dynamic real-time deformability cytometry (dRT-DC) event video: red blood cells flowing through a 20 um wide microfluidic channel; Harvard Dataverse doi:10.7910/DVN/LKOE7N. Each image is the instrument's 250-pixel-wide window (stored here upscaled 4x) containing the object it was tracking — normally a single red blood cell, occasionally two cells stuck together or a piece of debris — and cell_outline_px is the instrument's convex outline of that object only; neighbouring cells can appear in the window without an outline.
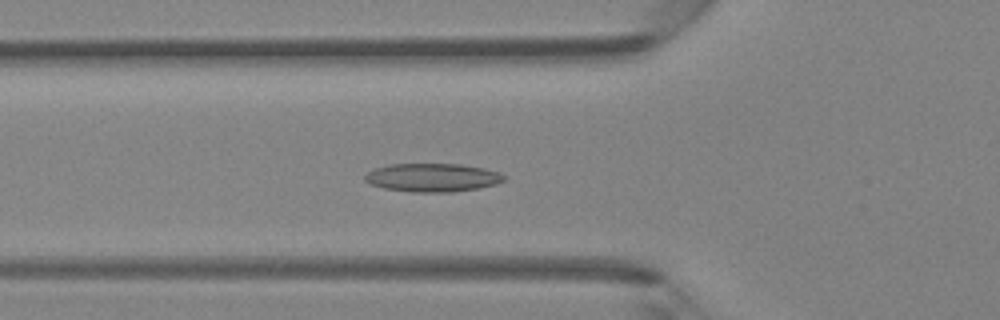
{"species": "Egyptian fruit bat (a non-hibernating species)", "species_latin": "Rousettus aegyptiacus", "temperature_condition": "room temperature", "stored_images_in_passage": 35, "camera_frame_rate_fps": 3000, "um_per_image_px": 0.085, "animal": {"sex": "female"}, "frame": {"image": 1, "passage_image": 5, "time_ms": 1.333, "image_size_px": [1000, 320], "cell_outline_px": [[504, 180], [496, 184], [476, 188], [452, 192], [412, 192], [384, 188], [372, 184], [364, 180], [364, 176], [372, 168], [388, 164], [460, 164], [484, 168], [500, 172], [504, 176]], "centroid_in_image_um": [36.73, 15.08], "position_along_channel_um": 89.1, "area_um2": 23.0}}
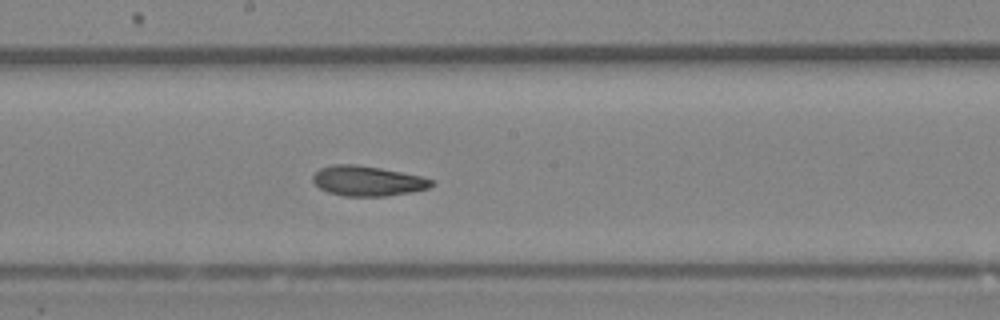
{"frame": {"image": 2, "passage_image": 14, "time_ms": 4.333, "image_size_px": [1000, 320], "cell_outline_px": [[436, 184], [428, 188], [412, 192], [388, 196], [344, 196], [328, 192], [320, 188], [312, 180], [312, 176], [320, 168], [332, 164], [356, 164], [380, 168], [420, 176], [432, 180]], "centroid_in_image_um": [31.24, 15.38], "position_along_channel_um": 217.0, "area_um2": 20.75}}
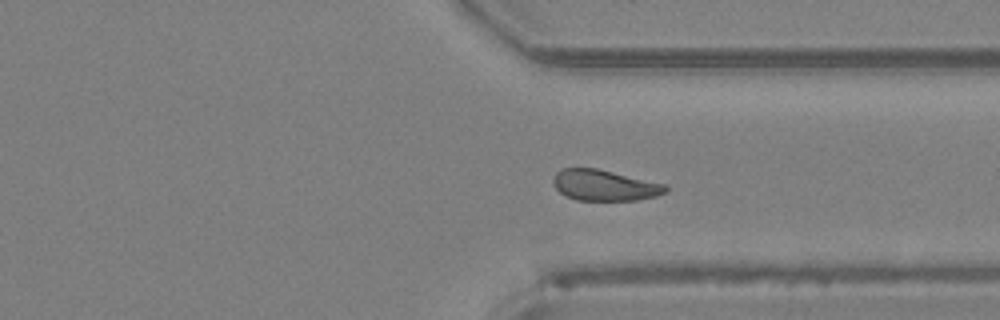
{"frame": {"image": 3, "passage_image": 24, "time_ms": 7.667, "image_size_px": [1000, 320], "cell_outline_px": [[668, 192], [656, 196], [636, 200], [576, 200], [560, 192], [556, 188], [552, 180], [556, 172], [560, 168], [596, 168], [664, 184], [668, 188]], "centroid_in_image_um": [51.37, 15.75], "position_along_channel_um": 360.0, "area_um2": 20.06}, "authors_computed_cell_mechanics": {"area_um2": 20.9814, "velocity_mm_per_s": 4.2716, "shape_relaxation_time_tau1_ms": 9.8193, "shape_relaxation_time_tau2_ms": 2.6802, "deformation_change_tau1": 0.1952, "deformation_change_tau2": 0.0974}}